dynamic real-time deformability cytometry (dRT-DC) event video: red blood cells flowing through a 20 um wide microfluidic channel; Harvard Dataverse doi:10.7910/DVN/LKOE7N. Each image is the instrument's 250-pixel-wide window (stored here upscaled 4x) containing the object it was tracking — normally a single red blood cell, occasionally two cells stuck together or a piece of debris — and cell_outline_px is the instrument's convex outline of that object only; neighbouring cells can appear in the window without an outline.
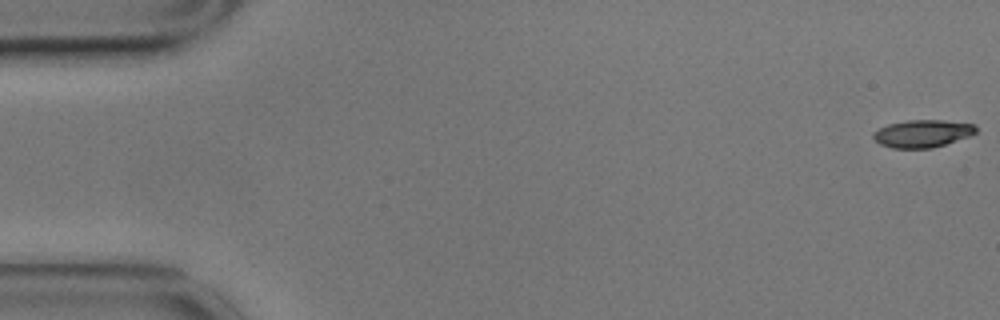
{"species": "common noctule bat (a hibernating species)", "species_latin": "Nyctalus noctula", "temperature_condition": "cold", "stored_images_in_passage": 18, "camera_frame_rate_fps": 3000, "um_per_image_px": 0.085, "animal": {"sex": "male", "body_mass_g": 17.9}, "frame": {"image": 1, "passage_image": 1, "time_ms": 0.0, "image_size_px": [1000, 320], "cell_outline_px": [[976, 132], [968, 136], [932, 148], [892, 148], [880, 144], [872, 136], [872, 132], [888, 124], [908, 120], [944, 120], [976, 124]], "centroid_in_image_um": [78.39, 11.34], "position_along_channel_um": 6.6, "area_um2": 16.36}}
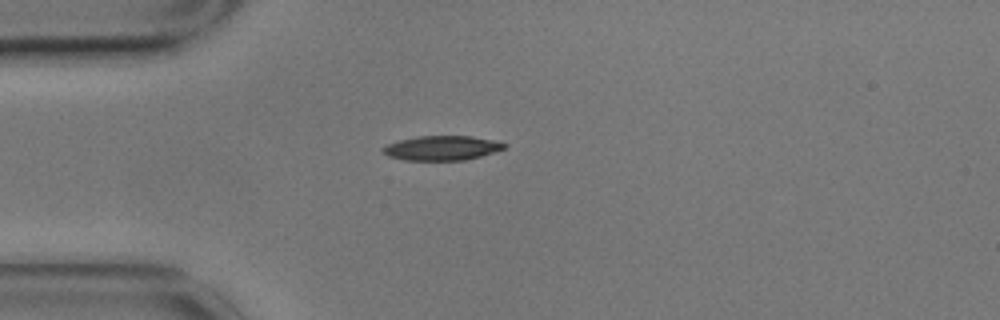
{"frame": {"image": 2, "passage_image": 15, "time_ms": 4.667, "image_size_px": [1000, 320], "cell_outline_px": [[508, 144], [504, 148], [480, 156], [464, 160], [404, 160], [388, 156], [380, 152], [380, 148], [388, 144], [400, 140], [416, 136], [472, 136], [492, 140]], "centroid_in_image_um": [37.49, 12.58], "position_along_channel_um": 47.5, "area_um2": 17.28}}